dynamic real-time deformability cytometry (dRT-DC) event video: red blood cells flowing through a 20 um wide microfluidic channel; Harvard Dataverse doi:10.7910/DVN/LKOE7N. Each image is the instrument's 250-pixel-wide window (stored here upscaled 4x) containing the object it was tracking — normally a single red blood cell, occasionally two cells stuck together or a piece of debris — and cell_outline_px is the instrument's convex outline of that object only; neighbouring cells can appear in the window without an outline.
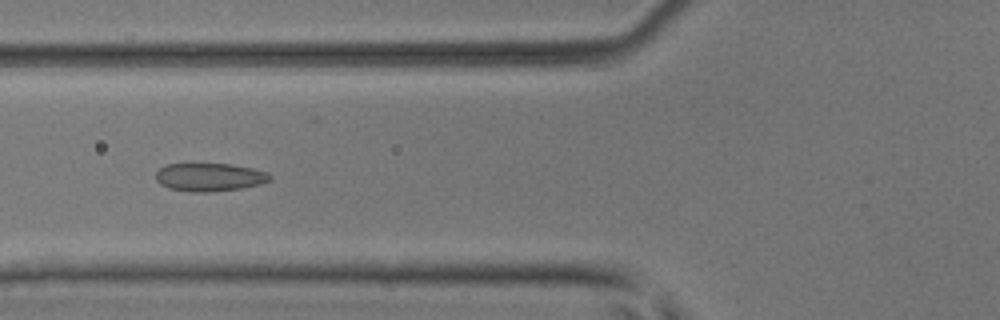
{"species": "common noctule bat (a hibernating species)", "species_latin": "Nyctalus noctula", "temperature_condition": "room temperature", "stored_images_in_passage": 50, "camera_frame_rate_fps": 3000, "um_per_image_px": 0.085, "animal": {"sex": "male", "body_mass_g": 17.9, "forearm_length_mm": 54.2}, "frame": {"image": 1, "passage_image": 20, "time_ms": 6.333, "image_size_px": [1000, 320], "cell_outline_px": [[272, 180], [260, 184], [240, 188], [212, 192], [188, 192], [168, 188], [160, 184], [156, 180], [156, 172], [160, 168], [168, 164], [232, 164], [252, 168], [268, 172], [272, 176]], "centroid_in_image_um": [17.82, 15.06], "position_along_channel_um": 108.0, "area_um2": 18.84}}
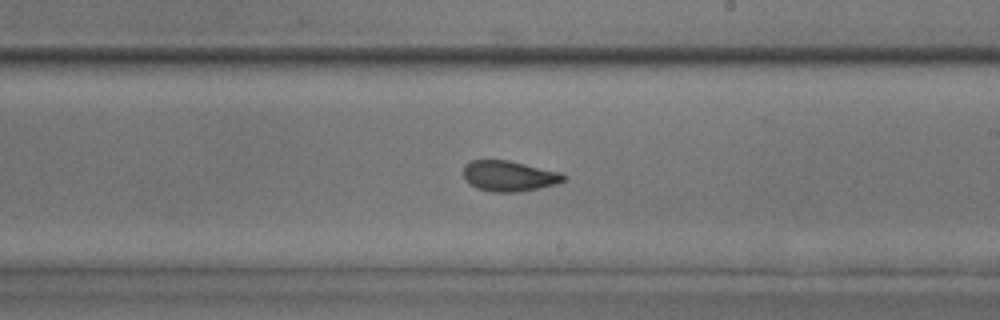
{"frame": {"image": 2, "passage_image": 30, "time_ms": 9.667, "image_size_px": [1000, 320], "cell_outline_px": [[568, 176], [564, 180], [556, 184], [540, 188], [520, 192], [492, 192], [476, 188], [464, 176], [464, 164], [472, 160], [508, 160], [560, 172]], "centroid_in_image_um": [43.3, 14.96], "position_along_channel_um": 245.7, "area_um2": 17.8}}
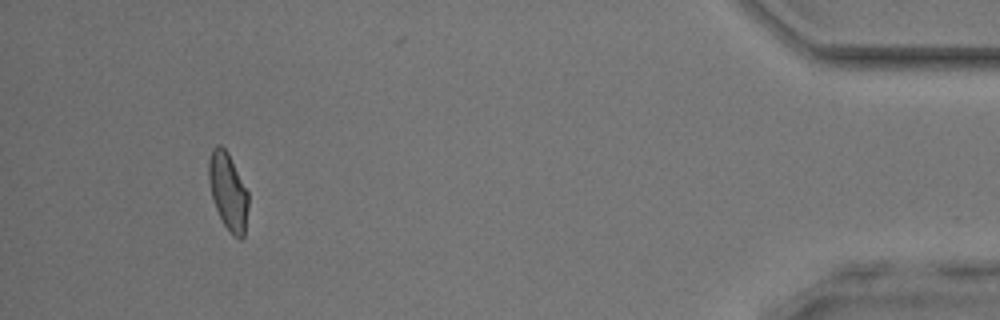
{"frame": {"image": 3, "passage_image": 47, "time_ms": 15.333, "image_size_px": [1000, 320], "cell_outline_px": [[248, 204], [244, 236], [240, 240], [232, 236], [224, 224], [216, 208], [212, 196], [208, 180], [208, 160], [212, 148], [216, 144], [220, 144], [228, 152], [248, 192]], "centroid_in_image_um": [19.38, 16.25], "position_along_channel_um": 415.8, "area_um2": 17.8}, "authors_computed_cell_mechanics": {"area_um2": 18.3515, "velocity_mm_per_s": 4.1608, "shape_relaxation_time_tau1_ms": 3.8767, "shape_relaxation_time_tau2_ms": 1.187, "deformation_change_tau1": 0.1469, "deformation_change_tau2": 0.0783}}